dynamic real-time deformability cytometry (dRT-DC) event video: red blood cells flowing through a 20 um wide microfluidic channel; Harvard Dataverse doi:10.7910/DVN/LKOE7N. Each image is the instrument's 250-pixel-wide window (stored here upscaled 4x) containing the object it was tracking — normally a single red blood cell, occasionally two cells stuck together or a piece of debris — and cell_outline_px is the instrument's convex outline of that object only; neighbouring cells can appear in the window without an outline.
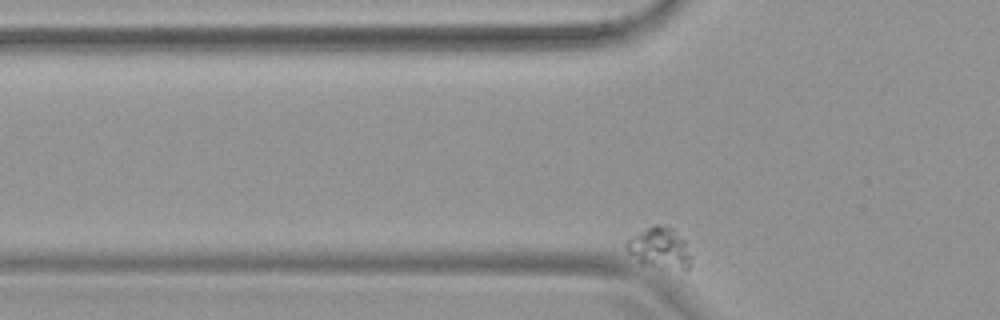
{"species": "common noctule bat (a hibernating species)", "species_latin": "Nyctalus noctula", "temperature_condition": "warm", "stored_images_in_passage": 37, "camera_frame_rate_fps": 3000, "um_per_image_px": 0.085, "animal": {"sex": "female", "body_mass_g": 19.9}, "frame": {"image": 1, "passage_image": 2, "time_ms": 0.333, "image_size_px": [1000, 320], "cell_outline_px": [[692, 260], [688, 272], [684, 272], [640, 264], [628, 252], [628, 240], [632, 236], [656, 224], [672, 228], [684, 240], [692, 256]], "centroid_in_image_um": [56.15, 21.16], "position_along_channel_um": 69.6, "area_um2": 15.61}}
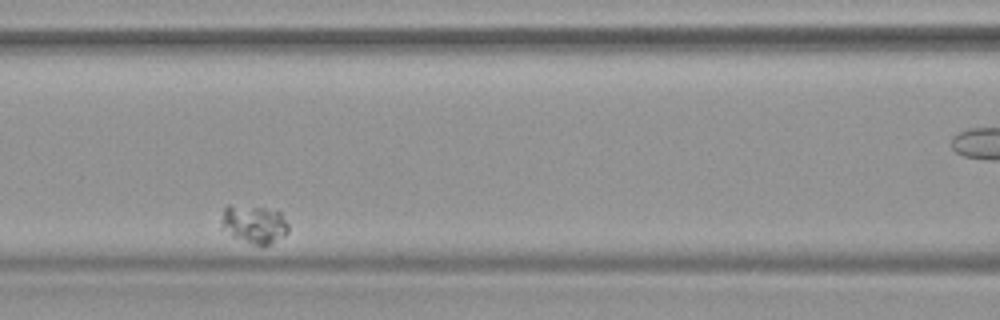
{"frame": {"image": 2, "passage_image": 11, "time_ms": 3.333, "image_size_px": [1000, 320], "cell_outline_px": [[288, 232], [284, 236], [268, 244], [256, 244], [232, 236], [220, 228], [224, 208], [228, 204], [264, 208], [280, 212], [288, 224]], "centroid_in_image_um": [21.57, 19.03], "position_along_channel_um": 145.0, "area_um2": 14.68}}
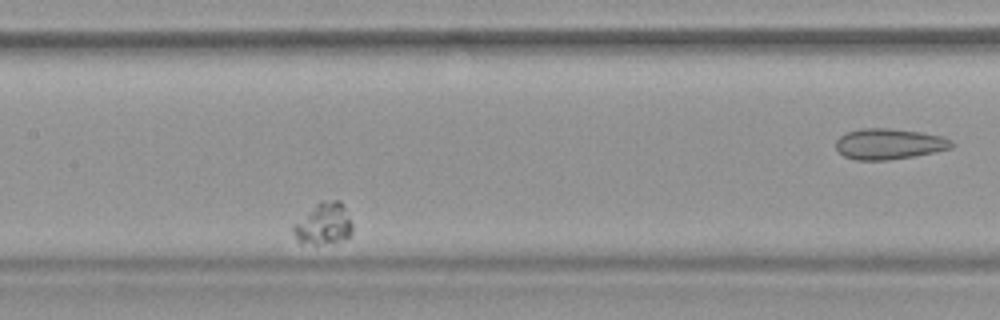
{"frame": {"image": 3, "passage_image": 15, "time_ms": 4.667, "image_size_px": [1000, 320], "cell_outline_px": [[352, 232], [344, 240], [316, 244], [300, 244], [296, 240], [292, 232], [292, 224], [320, 200], [340, 200], [344, 204], [352, 224]], "centroid_in_image_um": [27.47, 19.01], "position_along_channel_um": 179.9, "area_um2": 14.62}}